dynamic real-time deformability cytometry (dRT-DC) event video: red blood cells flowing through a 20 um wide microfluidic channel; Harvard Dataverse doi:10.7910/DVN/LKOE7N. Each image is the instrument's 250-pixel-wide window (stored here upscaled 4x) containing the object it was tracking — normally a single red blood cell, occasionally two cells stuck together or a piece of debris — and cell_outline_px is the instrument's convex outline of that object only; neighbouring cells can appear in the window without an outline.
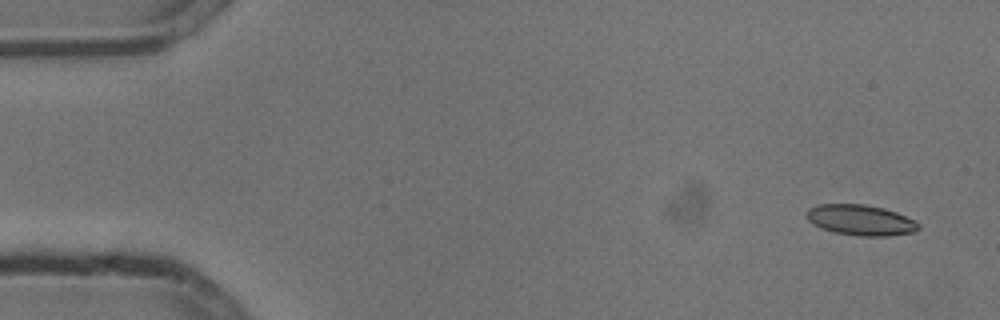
{"species": "common noctule bat (a hibernating species)", "species_latin": "Nyctalus noctula", "temperature_condition": "cold", "stored_images_in_passage": 4, "camera_frame_rate_fps": 3000, "um_per_image_px": 0.085, "animal": {"sex": "male", "body_mass_g": 13.3}, "frame": {"image": 1, "passage_image": 1, "time_ms": 0.0, "image_size_px": [1000, 320], "cell_outline_px": [[920, 228], [916, 232], [888, 236], [856, 236], [836, 232], [820, 228], [812, 224], [808, 220], [808, 208], [816, 204], [864, 204], [884, 208], [896, 212], [920, 224]], "centroid_in_image_um": [73.15, 18.71], "position_along_channel_um": 11.8, "area_um2": 20.0}}
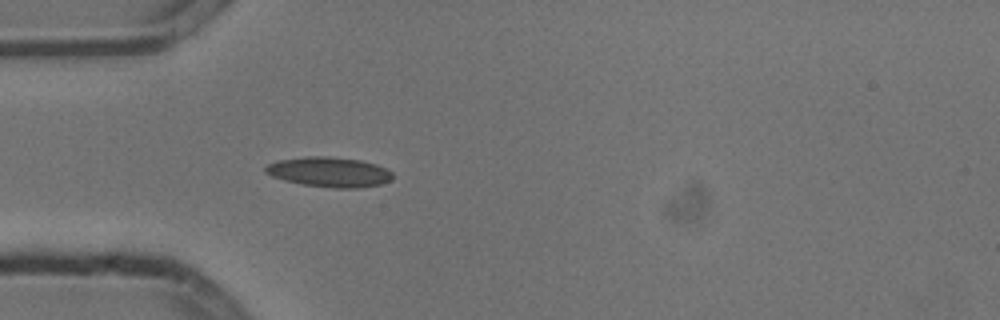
{"frame": {"image": 2, "passage_image": 4, "time_ms": 1.0, "image_size_px": [1000, 320], "cell_outline_px": [[392, 180], [380, 184], [356, 188], [332, 188], [304, 184], [284, 180], [272, 176], [264, 172], [264, 168], [268, 164], [280, 160], [304, 156], [328, 156], [360, 160], [376, 164], [392, 172]], "centroid_in_image_um": [27.98, 14.61], "position_along_channel_um": 57.0, "area_um2": 22.08}}